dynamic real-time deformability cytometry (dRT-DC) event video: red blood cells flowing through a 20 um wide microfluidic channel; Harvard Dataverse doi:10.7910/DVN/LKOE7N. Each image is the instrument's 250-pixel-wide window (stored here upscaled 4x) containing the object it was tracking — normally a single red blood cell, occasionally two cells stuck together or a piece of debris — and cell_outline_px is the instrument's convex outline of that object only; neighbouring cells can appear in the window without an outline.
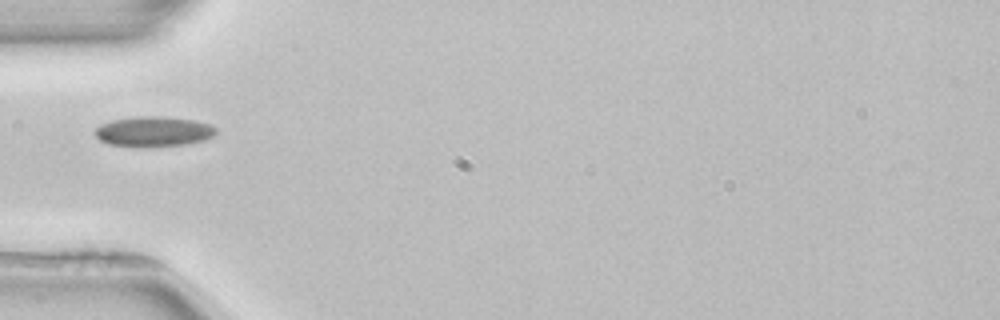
{"species": "common noctule bat (a hibernating species)", "species_latin": "Nyctalus noctula", "temperature_condition": "room temperature", "stored_images_in_passage": 36, "camera_frame_rate_fps": 3000, "um_per_image_px": 0.085, "animal": {"sex": "female", "body_mass_g": 22.7, "forearm_length_mm": 54.2}, "frame": {"image": 1, "passage_image": 1, "time_ms": 0.0, "image_size_px": [1000, 320], "cell_outline_px": [[216, 132], [212, 136], [204, 140], [188, 144], [140, 148], [108, 144], [100, 140], [96, 136], [96, 128], [100, 124], [112, 120], [140, 116], [160, 116], [196, 120], [208, 124], [216, 128]], "centroid_in_image_um": [13.04, 11.19], "position_along_channel_um": 72.0, "area_um2": 21.44}, "authors_computed_cell_mechanics": {"area_um2": 19.1607, "velocity_mm_per_s": 3.9218, "shape_relaxation_time_tau1_ms": 3.778, "shape_relaxation_time_tau2_ms": null, "deformation_change_tau1": 0.0941, "deformation_change_tau2": null}}